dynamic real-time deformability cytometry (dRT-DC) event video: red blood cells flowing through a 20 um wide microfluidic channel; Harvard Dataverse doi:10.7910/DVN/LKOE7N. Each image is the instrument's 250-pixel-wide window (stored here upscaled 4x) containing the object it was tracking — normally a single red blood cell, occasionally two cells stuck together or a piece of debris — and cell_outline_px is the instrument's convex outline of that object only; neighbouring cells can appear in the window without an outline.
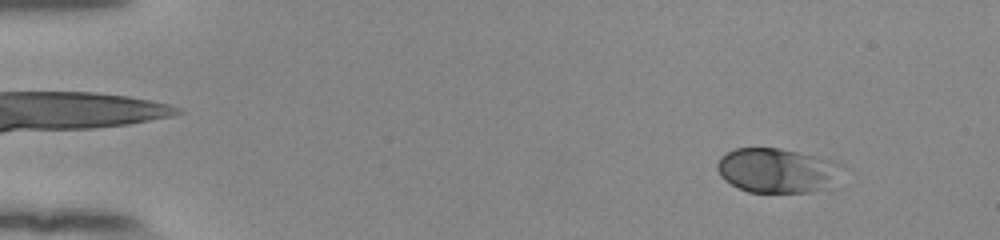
{"species": "human", "species_latin": "Homo sapiens", "temperature_condition": "room temperature", "stored_images_in_passage": 54, "camera_frame_rate_fps": 3000, "um_per_image_px": 0.085, "donor": {"sex": "female"}, "frame": {"image": 1, "passage_image": 6, "time_ms": 1.667, "image_size_px": [1000, 240], "cell_outline_px": [[848, 168], [832, 184], [824, 188], [808, 192], [748, 192], [724, 180], [720, 176], [716, 168], [716, 164], [720, 156], [736, 148], [780, 148], [840, 160]], "centroid_in_image_um": [66.14, 14.47], "position_along_channel_um": 18.9, "area_um2": 33.18}}
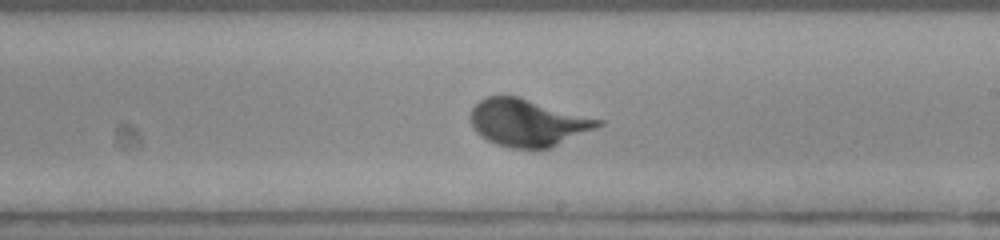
{"frame": {"image": 2, "passage_image": 33, "time_ms": 10.667, "image_size_px": [1000, 240], "cell_outline_px": [[604, 124], [596, 128], [552, 148], [536, 152], [508, 148], [496, 144], [480, 136], [472, 128], [472, 108], [480, 100], [488, 96], [520, 96], [604, 120]], "centroid_in_image_um": [44.9, 10.46], "position_along_channel_um": 244.1, "area_um2": 35.89}}
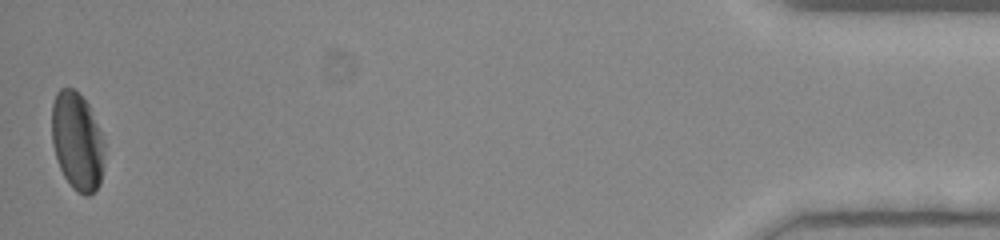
{"frame": {"image": 3, "passage_image": 54, "time_ms": 17.667, "image_size_px": [1000, 240], "cell_outline_px": [[104, 152], [100, 184], [88, 196], [84, 196], [76, 192], [72, 188], [64, 176], [60, 168], [52, 144], [52, 104], [56, 92], [60, 88], [72, 88], [88, 104], [100, 132], [104, 144]], "centroid_in_image_um": [6.54, 12.03], "position_along_channel_um": 428.7, "area_um2": 29.82}, "authors_computed_cell_mechanics": {"area_um2": 33.2928, "velocity_mm_per_s": 3.8345, "shape_relaxation_time_tau1_ms": 2.306, "shape_relaxation_time_tau2_ms": null, "deformation_change_tau1": 0.1527, "deformation_change_tau2": null}}